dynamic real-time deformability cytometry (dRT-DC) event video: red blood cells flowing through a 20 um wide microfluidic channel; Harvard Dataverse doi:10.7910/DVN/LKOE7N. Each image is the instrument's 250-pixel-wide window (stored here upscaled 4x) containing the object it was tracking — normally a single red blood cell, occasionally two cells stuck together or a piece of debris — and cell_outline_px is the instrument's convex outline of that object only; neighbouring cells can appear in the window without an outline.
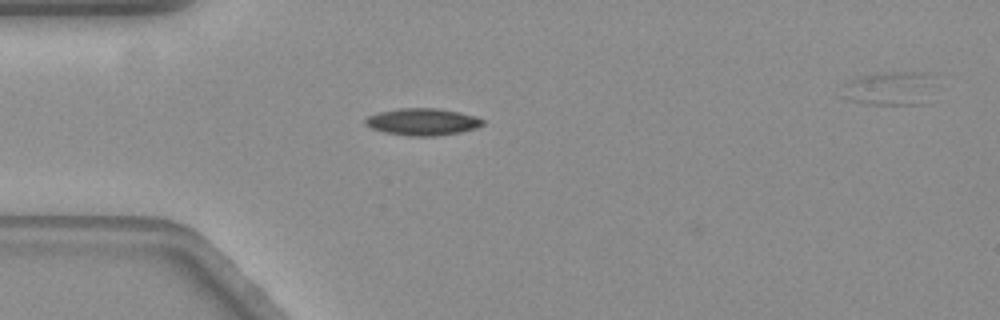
{"species": "common noctule bat (a hibernating species)", "species_latin": "Nyctalus noctula", "temperature_condition": "warm", "stored_images_in_passage": 44, "segment_of_instrument_passage": [1, 2], "camera_frame_rate_fps": 3000, "um_per_image_px": 0.085, "animal": {"sex": "female", "body_mass_g": 19.3, "forearm_length_mm": 54.1}, "frame": {"image": 1, "passage_image": 1, "time_ms": 0.0, "image_size_px": [1000, 320], "cell_outline_px": [[484, 124], [476, 128], [460, 132], [436, 136], [408, 136], [384, 132], [372, 128], [364, 124], [364, 120], [368, 116], [380, 112], [400, 108], [436, 108], [456, 112], [472, 116], [484, 120]], "centroid_in_image_um": [35.88, 10.36], "position_along_channel_um": 49.1, "area_um2": 18.26}}
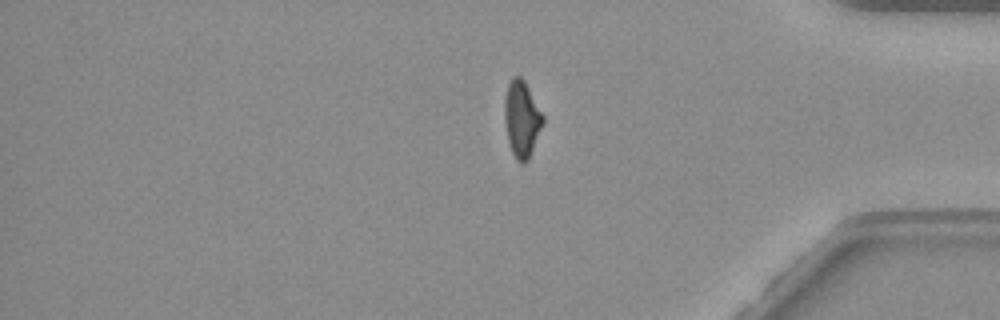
{"frame": {"image": 2, "passage_image": 33, "time_ms": 10.667, "image_size_px": [1000, 320], "cell_outline_px": [[544, 124], [528, 160], [524, 164], [520, 164], [516, 160], [512, 152], [508, 140], [504, 124], [504, 100], [508, 84], [512, 76], [520, 76], [524, 80], [544, 116]], "centroid_in_image_um": [44.35, 10.13], "position_along_channel_um": 390.9, "area_um2": 17.28}}
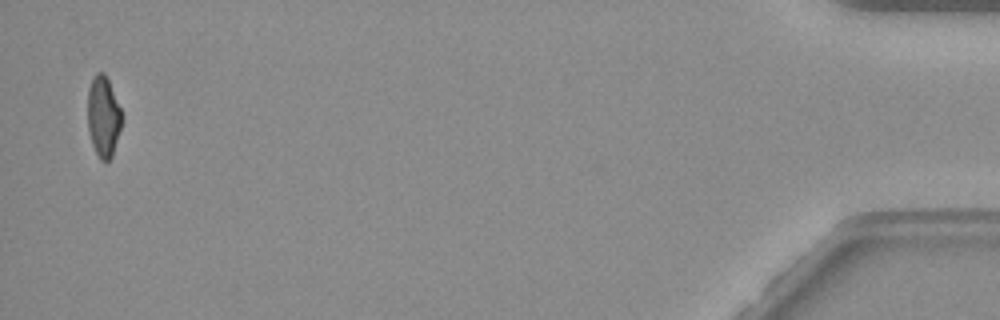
{"frame": {"image": 3, "passage_image": 42, "time_ms": 13.667, "image_size_px": [1000, 320], "cell_outline_px": [[124, 120], [112, 156], [108, 160], [100, 160], [92, 144], [88, 128], [88, 88], [92, 76], [96, 72], [104, 72], [108, 80], [124, 116]], "centroid_in_image_um": [8.8, 9.88], "position_along_channel_um": 426.4, "area_um2": 16.3}}